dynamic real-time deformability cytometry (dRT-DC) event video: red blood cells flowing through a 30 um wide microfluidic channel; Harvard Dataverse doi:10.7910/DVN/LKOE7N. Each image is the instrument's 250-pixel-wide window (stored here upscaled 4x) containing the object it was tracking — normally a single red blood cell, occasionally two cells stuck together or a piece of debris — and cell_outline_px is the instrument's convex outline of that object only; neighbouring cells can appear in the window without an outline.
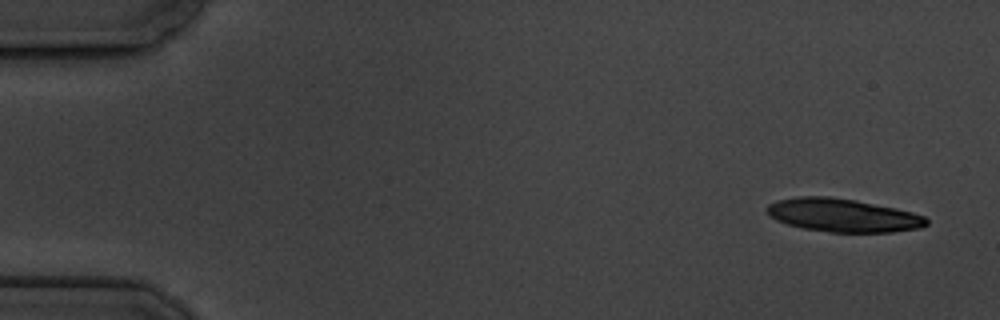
{"species": "common noctule bat (a hibernating species)", "species_latin": "Nyctalus noctula", "temperature_condition": "cold", "stored_images_in_passage": 6, "segment_of_instrument_passage": [1, 2], "camera_frame_rate_fps": 3000, "um_per_image_px": 0.085, "animal": {"sex": "male", "body_mass_g": 19.5, "forearm_length_mm": 54.6}, "frame": {"image": 1, "passage_image": 1, "time_ms": 0.0, "image_size_px": [1000, 320], "cell_outline_px": [[928, 224], [920, 228], [892, 232], [832, 232], [804, 228], [788, 224], [776, 220], [768, 216], [764, 208], [768, 204], [780, 200], [796, 196], [828, 196], [856, 200], [896, 208], [912, 212], [924, 216], [928, 220]], "centroid_in_image_um": [71.63, 18.29], "position_along_channel_um": 13.4, "area_um2": 30.98}}